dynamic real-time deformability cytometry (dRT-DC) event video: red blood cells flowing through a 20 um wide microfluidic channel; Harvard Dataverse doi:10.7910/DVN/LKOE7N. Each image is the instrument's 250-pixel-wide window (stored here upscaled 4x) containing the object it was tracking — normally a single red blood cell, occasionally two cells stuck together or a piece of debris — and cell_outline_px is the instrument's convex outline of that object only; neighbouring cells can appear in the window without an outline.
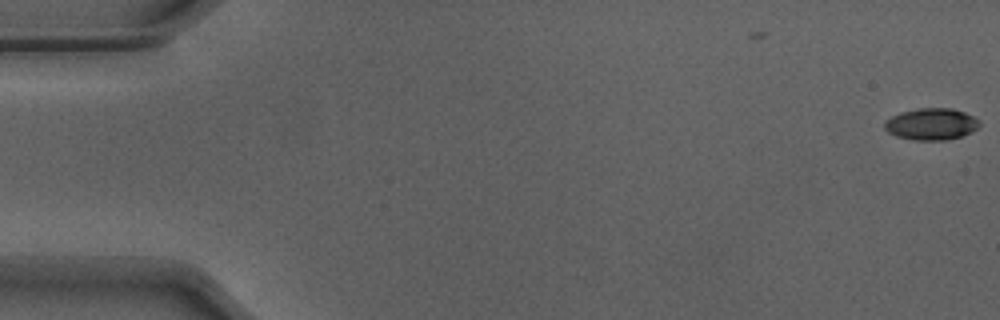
{"species": "Egyptian fruit bat (a non-hibernating species)", "species_latin": "Rousettus aegyptiacus", "temperature_condition": "warm", "stored_images_in_passage": 15, "camera_frame_rate_fps": 3000, "um_per_image_px": 0.085, "animal": {"sex": "male"}, "frame": {"image": 1, "passage_image": 1, "time_ms": 0.0, "image_size_px": [1000, 320], "cell_outline_px": [[980, 124], [972, 132], [960, 136], [944, 140], [912, 140], [896, 136], [888, 132], [884, 128], [884, 120], [900, 112], [920, 108], [952, 108], [964, 112], [980, 120]], "centroid_in_image_um": [79.14, 10.54], "position_along_channel_um": 5.9, "area_um2": 17.57}}
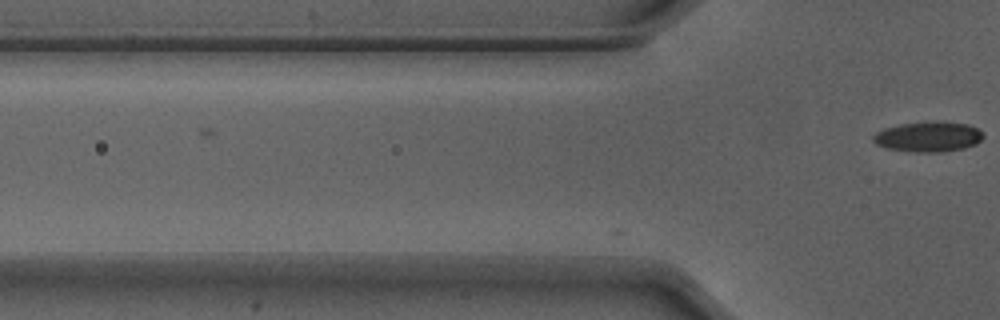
{"frame": {"image": 2, "passage_image": 15, "time_ms": 4.667, "image_size_px": [1000, 320], "cell_outline_px": [[984, 136], [976, 144], [964, 148], [940, 152], [916, 152], [888, 148], [876, 144], [872, 140], [872, 136], [876, 132], [884, 128], [900, 124], [932, 120], [936, 120], [968, 124], [976, 128]], "centroid_in_image_um": [78.89, 11.6], "position_along_channel_um": 46.9, "area_um2": 19.48}}